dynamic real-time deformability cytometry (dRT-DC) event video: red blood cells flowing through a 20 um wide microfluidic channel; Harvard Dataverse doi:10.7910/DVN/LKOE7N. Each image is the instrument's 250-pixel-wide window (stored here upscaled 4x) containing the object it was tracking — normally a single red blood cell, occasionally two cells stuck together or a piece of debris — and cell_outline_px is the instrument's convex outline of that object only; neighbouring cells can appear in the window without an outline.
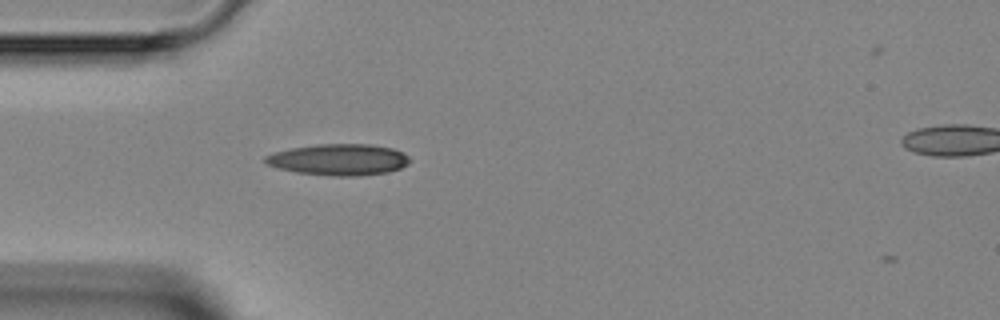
{"species": "Egyptian fruit bat (a non-hibernating species)", "species_latin": "Rousettus aegyptiacus", "temperature_condition": "room temperature", "stored_images_in_passage": 3, "segment_of_instrument_passage": [1, 2], "camera_frame_rate_fps": 3000, "um_per_image_px": 0.085, "animal": {"sex": "female"}, "frame": {"image": 1, "passage_image": 2, "time_ms": 1.0, "image_size_px": [1000, 320], "cell_outline_px": [[412, 160], [408, 164], [400, 168], [388, 172], [360, 176], [336, 176], [296, 172], [276, 168], [268, 164], [264, 160], [264, 156], [276, 152], [292, 148], [316, 144], [368, 144], [392, 148], [404, 152]], "centroid_in_image_um": [28.83, 13.57], "position_along_channel_um": 56.2, "area_um2": 26.41}}